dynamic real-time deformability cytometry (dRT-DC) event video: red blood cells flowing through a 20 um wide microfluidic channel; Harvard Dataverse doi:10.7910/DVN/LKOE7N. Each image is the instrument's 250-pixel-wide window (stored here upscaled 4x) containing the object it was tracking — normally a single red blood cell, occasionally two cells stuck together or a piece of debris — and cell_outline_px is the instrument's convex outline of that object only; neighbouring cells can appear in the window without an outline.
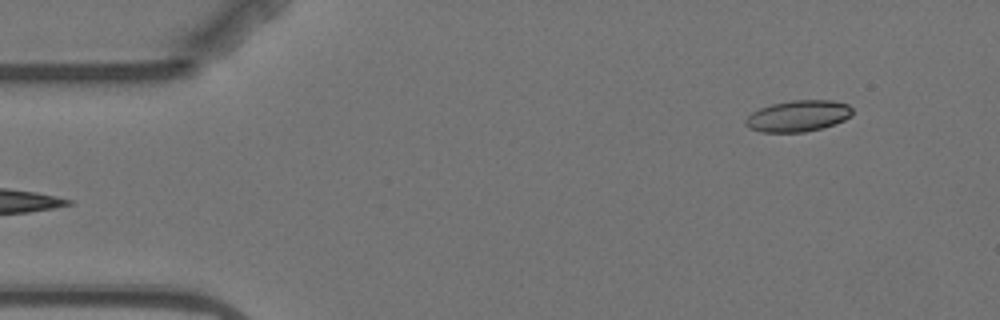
{"species": "Egyptian fruit bat (a non-hibernating species)", "species_latin": "Rousettus aegyptiacus", "temperature_condition": "warm", "stored_images_in_passage": 6, "segment_of_instrument_passage": [2, 2], "camera_frame_rate_fps": 3000, "um_per_image_px": 0.085, "animal": {"sex": "female"}, "frame": {"image": 1, "passage_image": 6, "time_ms": 6.0, "image_size_px": [1000, 320], "cell_outline_px": [[852, 116], [844, 120], [820, 128], [804, 132], [760, 132], [748, 128], [744, 124], [744, 120], [752, 112], [760, 108], [772, 104], [792, 100], [832, 100], [848, 104], [852, 108]], "centroid_in_image_um": [67.82, 9.85], "position_along_channel_um": 17.2, "area_um2": 19.48}}